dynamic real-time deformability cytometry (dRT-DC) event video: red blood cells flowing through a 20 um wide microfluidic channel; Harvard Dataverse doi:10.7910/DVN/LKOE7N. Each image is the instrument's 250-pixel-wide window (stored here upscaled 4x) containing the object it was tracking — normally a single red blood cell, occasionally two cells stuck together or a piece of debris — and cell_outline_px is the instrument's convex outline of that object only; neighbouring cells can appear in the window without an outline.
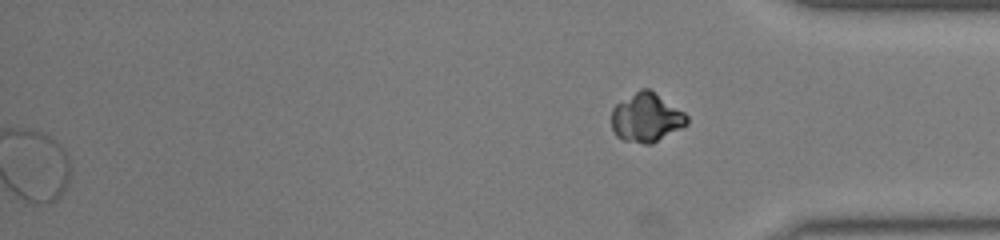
{"species": "common noctule bat (a hibernating species)", "species_latin": "Nyctalus noctula", "temperature_condition": "warm", "stored_images_in_passage": 40, "segment_of_instrument_passage": [2, 2], "camera_frame_rate_fps": 3000, "um_per_image_px": 0.085, "animal": {"sex": "male", "body_mass_g": 19.0, "forearm_length_mm": 50.8}, "frame": {"image": 1, "passage_image": 40, "time_ms": 13.0, "image_size_px": [1000, 240], "cell_outline_px": [[688, 124], [652, 144], [644, 144], [624, 140], [616, 136], [612, 128], [612, 108], [616, 104], [640, 88], [648, 88], [684, 112], [688, 116]], "centroid_in_image_um": [54.93, 10.0], "position_along_channel_um": 380.3, "area_um2": 21.39}}